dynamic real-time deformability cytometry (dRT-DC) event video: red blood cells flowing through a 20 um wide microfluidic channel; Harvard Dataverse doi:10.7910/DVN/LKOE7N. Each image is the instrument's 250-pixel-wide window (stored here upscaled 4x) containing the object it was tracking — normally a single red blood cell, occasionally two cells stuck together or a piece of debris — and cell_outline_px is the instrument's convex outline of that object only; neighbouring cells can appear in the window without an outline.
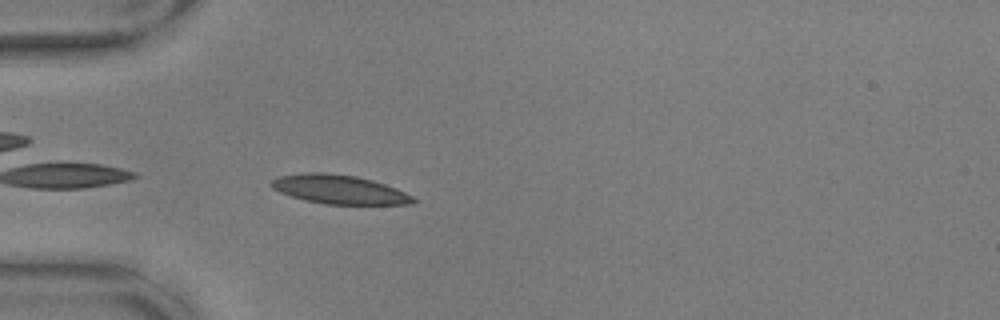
{"species": "common noctule bat (a hibernating species)", "species_latin": "Nyctalus noctula", "temperature_condition": "warm", "stored_images_in_passage": 6, "camera_frame_rate_fps": 3000, "um_per_image_px": 0.085, "animal": {"sex": "male", "body_mass_g": 17.9, "forearm_length_mm": 54.2}, "frame": {"image": 1, "passage_image": 2, "time_ms": 0.333, "image_size_px": [1000, 320], "cell_outline_px": [[416, 200], [412, 204], [324, 204], [292, 196], [280, 192], [272, 188], [268, 184], [272, 180], [280, 176], [304, 172], [328, 172], [356, 176], [372, 180], [396, 188], [412, 196]], "centroid_in_image_um": [28.81, 16.09], "position_along_channel_um": 56.2, "area_um2": 23.81}}